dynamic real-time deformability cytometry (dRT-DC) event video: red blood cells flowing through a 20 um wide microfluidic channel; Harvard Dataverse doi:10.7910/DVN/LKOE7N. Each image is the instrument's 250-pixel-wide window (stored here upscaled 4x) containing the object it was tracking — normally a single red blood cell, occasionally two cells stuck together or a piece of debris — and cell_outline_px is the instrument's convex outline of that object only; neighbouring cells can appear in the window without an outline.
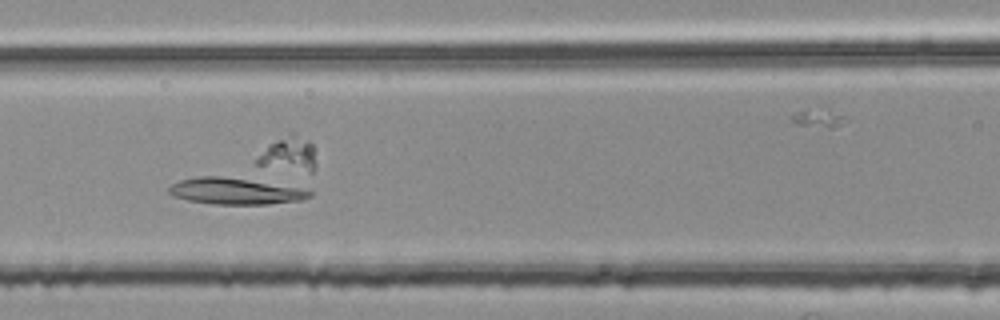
{"species": "common noctule bat (a hibernating species)", "species_latin": "Nyctalus noctula", "temperature_condition": "room temperature", "stored_images_in_passage": 35, "camera_frame_rate_fps": 3000, "um_per_image_px": 0.085, "animal": {"sex": "female", "body_mass_g": 25.1}, "frame": {"image": 1, "passage_image": 16, "time_ms": 5.0, "image_size_px": [1000, 320], "cell_outline_px": [[312, 196], [304, 200], [268, 204], [216, 204], [188, 200], [172, 196], [168, 192], [168, 188], [172, 184], [180, 180], [196, 176], [220, 176], [256, 180], [300, 188], [312, 192]], "centroid_in_image_um": [19.99, 16.24], "position_along_channel_um": 146.6, "area_um2": 21.73}}